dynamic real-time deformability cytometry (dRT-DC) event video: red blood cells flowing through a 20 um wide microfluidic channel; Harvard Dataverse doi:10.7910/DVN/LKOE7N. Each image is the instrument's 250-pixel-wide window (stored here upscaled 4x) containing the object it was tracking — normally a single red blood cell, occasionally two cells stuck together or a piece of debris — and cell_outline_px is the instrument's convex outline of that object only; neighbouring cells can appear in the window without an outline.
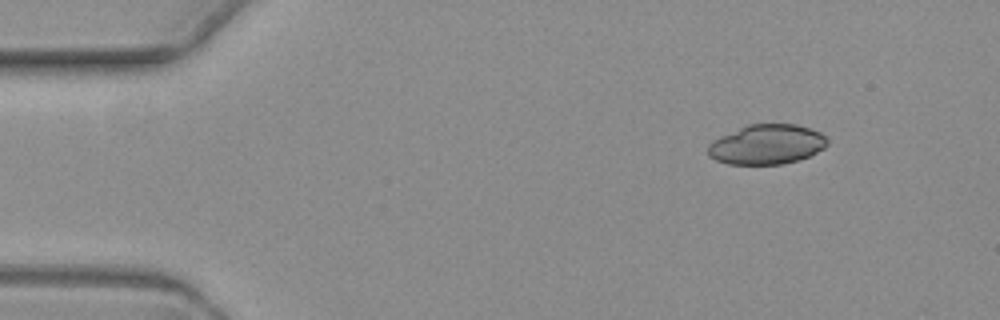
{"species": "common noctule bat (a hibernating species)", "species_latin": "Nyctalus noctula", "temperature_condition": "warm", "stored_images_in_passage": 5, "camera_frame_rate_fps": 3000, "um_per_image_px": 0.085, "animal": {"sex": "female", "body_mass_g": 19.3, "forearm_length_mm": 54.1}, "frame": {"image": 1, "passage_image": 5, "time_ms": 5.667, "image_size_px": [1000, 320], "cell_outline_px": [[828, 144], [824, 148], [808, 156], [796, 160], [780, 164], [728, 164], [716, 160], [708, 156], [708, 144], [712, 140], [720, 136], [748, 124], [796, 124], [820, 132], [828, 140]], "centroid_in_image_um": [65.15, 12.27], "position_along_channel_um": 19.9, "area_um2": 27.57}}